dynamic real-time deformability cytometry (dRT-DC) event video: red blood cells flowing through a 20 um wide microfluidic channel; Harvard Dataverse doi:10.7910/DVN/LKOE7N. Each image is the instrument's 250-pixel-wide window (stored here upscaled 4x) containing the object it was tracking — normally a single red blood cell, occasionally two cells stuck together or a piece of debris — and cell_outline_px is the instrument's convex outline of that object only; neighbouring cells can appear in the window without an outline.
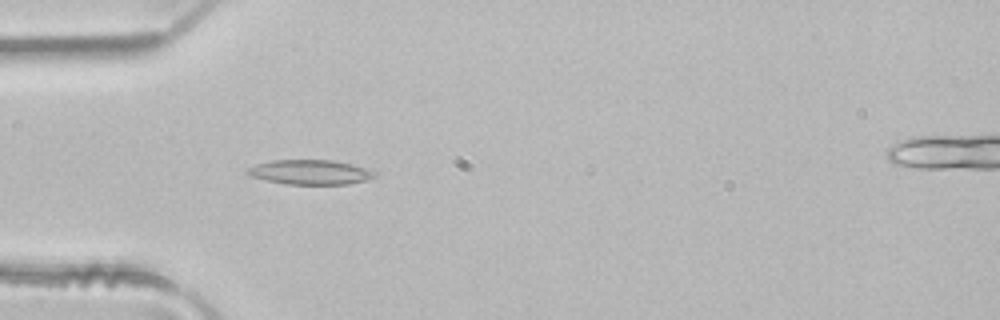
{"species": "common noctule bat (a hibernating species)", "species_latin": "Nyctalus noctula", "temperature_condition": "room temperature", "stored_images_in_passage": 4, "camera_frame_rate_fps": 3000, "um_per_image_px": 0.085, "animal": {"sex": "male", "body_mass_g": 21.5, "forearm_length_mm": 52.0}, "frame": {"image": 1, "passage_image": 4, "time_ms": 1.0, "image_size_px": [1000, 320], "cell_outline_px": [[376, 176], [368, 180], [348, 184], [284, 184], [252, 176], [244, 172], [248, 168], [256, 164], [272, 160], [332, 160], [352, 164], [368, 168], [376, 172]], "centroid_in_image_um": [26.4, 14.63], "position_along_channel_um": 58.6, "area_um2": 18.32}}